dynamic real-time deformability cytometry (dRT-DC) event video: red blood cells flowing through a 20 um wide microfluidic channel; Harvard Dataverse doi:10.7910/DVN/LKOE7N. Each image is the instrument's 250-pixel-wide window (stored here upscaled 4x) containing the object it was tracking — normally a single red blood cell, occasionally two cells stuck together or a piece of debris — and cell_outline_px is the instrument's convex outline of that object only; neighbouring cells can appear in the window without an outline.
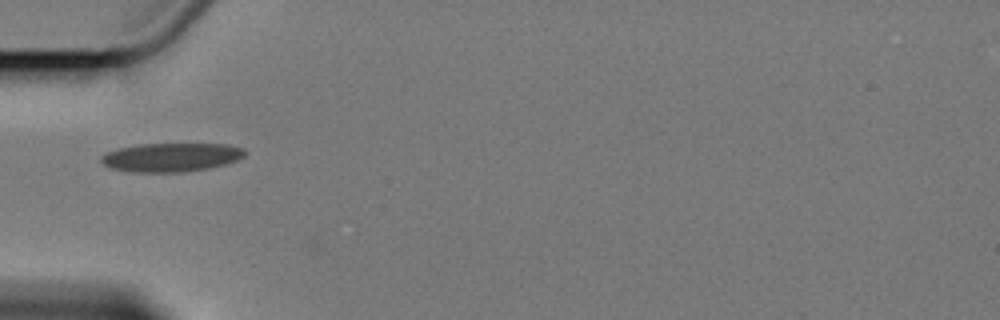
{"species": "Egyptian fruit bat (a non-hibernating species)", "species_latin": "Rousettus aegyptiacus", "temperature_condition": "cold", "stored_images_in_passage": 9, "camera_frame_rate_fps": 3000, "um_per_image_px": 0.085, "animal": {"sex": "female"}, "frame": {"image": 1, "passage_image": 3, "time_ms": 2.333, "image_size_px": [1000, 320], "cell_outline_px": [[248, 152], [244, 156], [236, 160], [224, 164], [208, 168], [180, 172], [132, 172], [112, 168], [104, 164], [100, 160], [100, 156], [108, 152], [120, 148], [140, 144], [228, 144], [244, 148]], "centroid_in_image_um": [14.57, 13.36], "position_along_channel_um": 70.4, "area_um2": 23.93}}
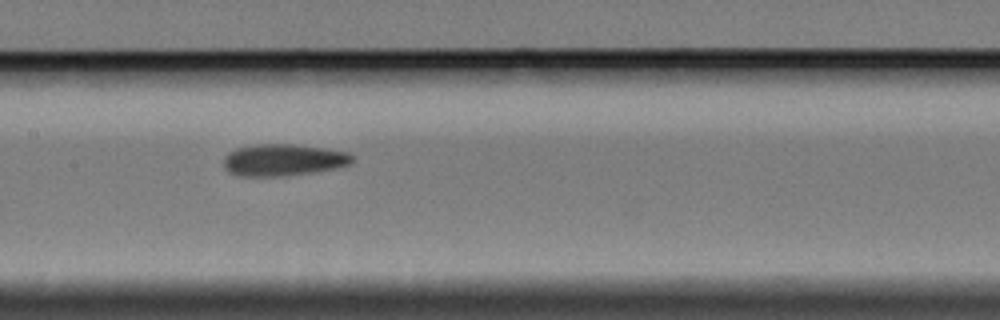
{"frame": {"image": 2, "passage_image": 6, "time_ms": 5.667, "image_size_px": [1000, 320], "cell_outline_px": [[356, 160], [352, 164], [336, 168], [316, 172], [280, 176], [236, 176], [228, 172], [224, 168], [224, 156], [228, 152], [236, 148], [256, 144], [292, 144], [324, 148], [348, 152], [356, 156]], "centroid_in_image_um": [24.11, 13.6], "position_along_channel_um": 183.3, "area_um2": 24.28}}
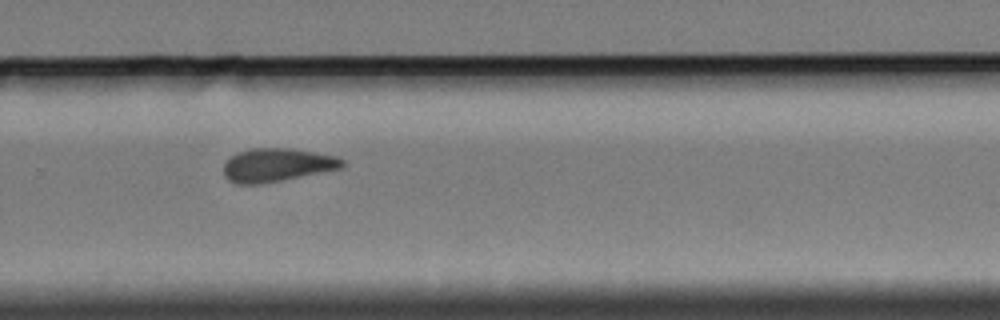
{"frame": {"image": 3, "passage_image": 9, "time_ms": 9.333, "image_size_px": [1000, 320], "cell_outline_px": [[344, 168], [260, 184], [236, 184], [228, 180], [224, 176], [224, 164], [236, 152], [252, 148], [292, 148], [336, 156], [344, 160]], "centroid_in_image_um": [23.55, 14.02], "position_along_channel_um": 306.3, "area_um2": 23.12}}